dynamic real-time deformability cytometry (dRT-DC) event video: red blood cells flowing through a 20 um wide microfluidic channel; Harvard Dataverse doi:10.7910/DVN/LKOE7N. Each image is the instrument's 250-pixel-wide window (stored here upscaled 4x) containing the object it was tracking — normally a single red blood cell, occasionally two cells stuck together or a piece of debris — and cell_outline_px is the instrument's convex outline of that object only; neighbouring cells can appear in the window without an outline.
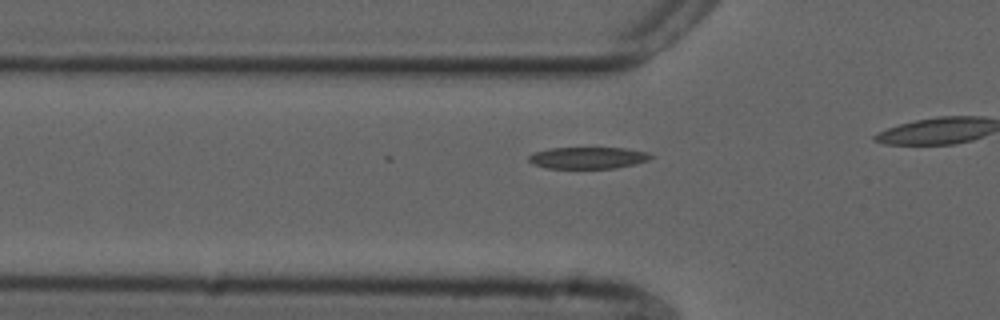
{"species": "common noctule bat (a hibernating species)", "species_latin": "Nyctalus noctula", "temperature_condition": "cold", "stored_images_in_passage": 11, "camera_frame_rate_fps": 3000, "um_per_image_px": 0.085, "animal": {"sex": "male", "forearm_length_mm": 52.5}, "frame": {"image": 1, "passage_image": 7, "time_ms": 2.0, "image_size_px": [1000, 320], "cell_outline_px": [[652, 156], [648, 160], [616, 168], [548, 168], [532, 164], [528, 160], [528, 156], [532, 152], [548, 148], [624, 148], [648, 152]], "centroid_in_image_um": [49.91, 13.41], "position_along_channel_um": 75.9, "area_um2": 15.37}}
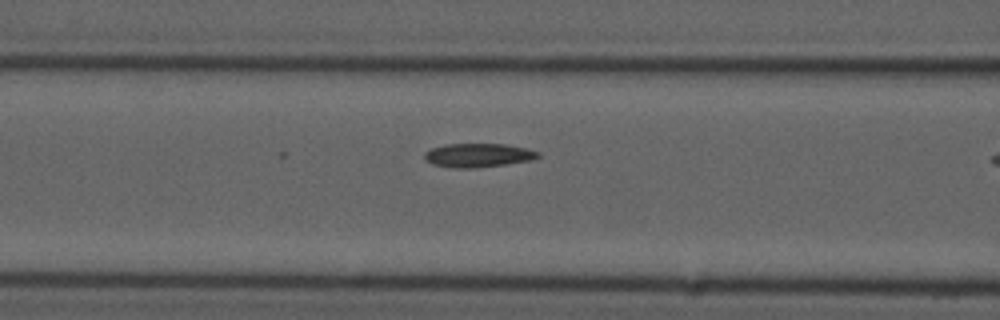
{"frame": {"image": 2, "passage_image": 11, "time_ms": 3.333, "image_size_px": [1000, 320], "cell_outline_px": [[540, 156], [532, 160], [476, 168], [452, 168], [432, 164], [424, 156], [424, 152], [432, 148], [448, 144], [504, 144], [524, 148], [540, 152]], "centroid_in_image_um": [40.64, 13.2], "position_along_channel_um": 126.0, "area_um2": 15.61}}